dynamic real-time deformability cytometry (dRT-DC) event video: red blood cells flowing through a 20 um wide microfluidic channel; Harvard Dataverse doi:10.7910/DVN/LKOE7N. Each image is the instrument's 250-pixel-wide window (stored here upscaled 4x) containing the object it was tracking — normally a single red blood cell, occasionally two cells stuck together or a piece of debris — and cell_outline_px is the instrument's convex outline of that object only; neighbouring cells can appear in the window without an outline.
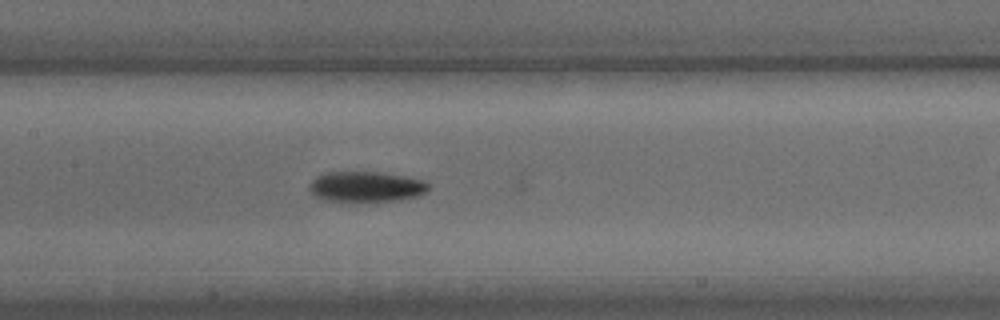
{"species": "common noctule bat (a hibernating species)", "species_latin": "Nyctalus noctula", "temperature_condition": "warm", "stored_images_in_passage": 21, "camera_frame_rate_fps": 3000, "um_per_image_px": 0.085, "animal": {"sex": "male", "body_mass_g": 15.6}, "frame": {"image": 1, "passage_image": 12, "time_ms": 3.667, "image_size_px": [1000, 320], "cell_outline_px": [[428, 188], [424, 192], [416, 196], [392, 200], [352, 204], [324, 200], [316, 196], [308, 188], [308, 184], [316, 176], [324, 172], [380, 172], [404, 176], [424, 180], [428, 184]], "centroid_in_image_um": [31.03, 15.89], "position_along_channel_um": 176.4, "area_um2": 21.62}}
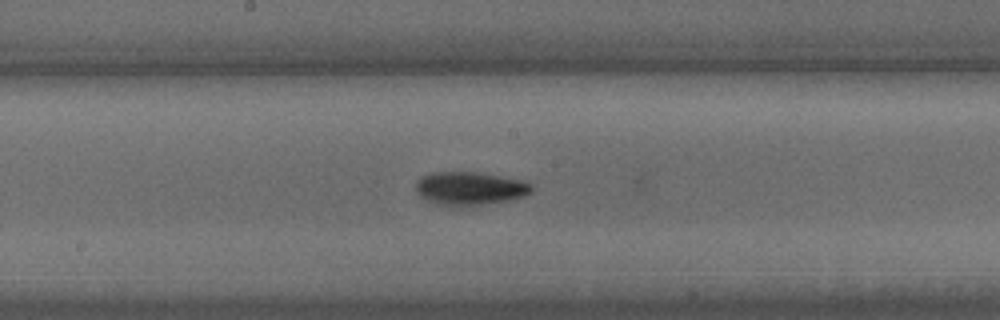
{"frame": {"image": 2, "passage_image": 14, "time_ms": 4.333, "image_size_px": [1000, 320], "cell_outline_px": [[532, 192], [524, 196], [508, 200], [464, 208], [452, 208], [436, 204], [420, 196], [416, 192], [416, 180], [420, 176], [432, 172], [476, 172], [524, 180], [532, 184]], "centroid_in_image_um": [39.91, 16.04], "position_along_channel_um": 208.3, "area_um2": 23.06}}
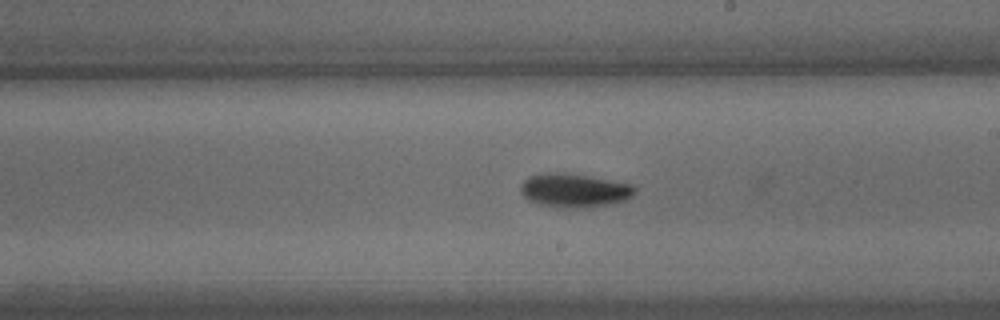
{"frame": {"image": 3, "passage_image": 16, "time_ms": 5.0, "image_size_px": [1000, 320], "cell_outline_px": [[636, 192], [632, 196], [624, 200], [612, 204], [588, 208], [564, 208], [544, 204], [532, 200], [524, 196], [520, 192], [520, 184], [524, 180], [532, 176], [544, 172], [564, 172], [588, 176], [632, 184], [636, 188]], "centroid_in_image_um": [48.85, 16.18], "position_along_channel_um": 240.2, "area_um2": 22.43}}